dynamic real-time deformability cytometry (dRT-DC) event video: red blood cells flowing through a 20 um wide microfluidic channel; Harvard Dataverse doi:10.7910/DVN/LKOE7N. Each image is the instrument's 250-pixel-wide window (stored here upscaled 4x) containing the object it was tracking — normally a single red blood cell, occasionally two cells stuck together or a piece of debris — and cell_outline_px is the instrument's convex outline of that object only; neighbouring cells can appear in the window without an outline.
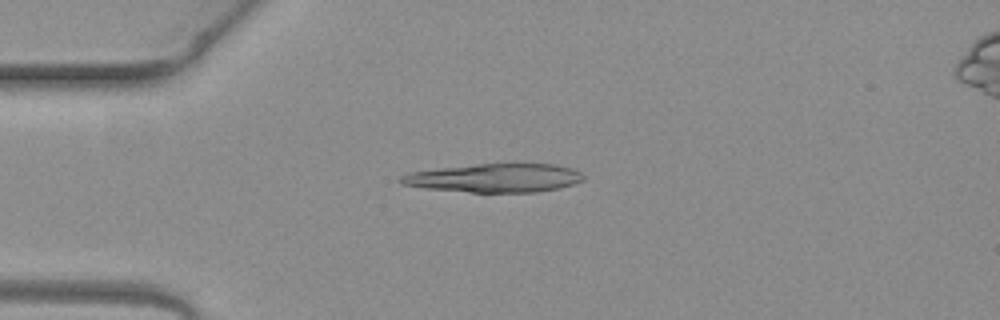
{"species": "common noctule bat (a hibernating species)", "species_latin": "Nyctalus noctula", "temperature_condition": "warm", "stored_images_in_passage": 4, "camera_frame_rate_fps": 3000, "um_per_image_px": 0.085, "animal": {"sex": "female", "body_mass_g": 19.3, "forearm_length_mm": 54.1}, "frame": {"image": 1, "passage_image": 4, "time_ms": 1.0, "image_size_px": [1000, 320], "cell_outline_px": [[584, 180], [560, 188], [536, 192], [472, 192], [428, 188], [400, 184], [396, 180], [400, 176], [408, 172], [440, 168], [476, 164], [556, 164], [572, 168], [580, 172], [584, 176]], "centroid_in_image_um": [42.04, 15.12], "position_along_channel_um": 43.0, "area_um2": 30.4}}